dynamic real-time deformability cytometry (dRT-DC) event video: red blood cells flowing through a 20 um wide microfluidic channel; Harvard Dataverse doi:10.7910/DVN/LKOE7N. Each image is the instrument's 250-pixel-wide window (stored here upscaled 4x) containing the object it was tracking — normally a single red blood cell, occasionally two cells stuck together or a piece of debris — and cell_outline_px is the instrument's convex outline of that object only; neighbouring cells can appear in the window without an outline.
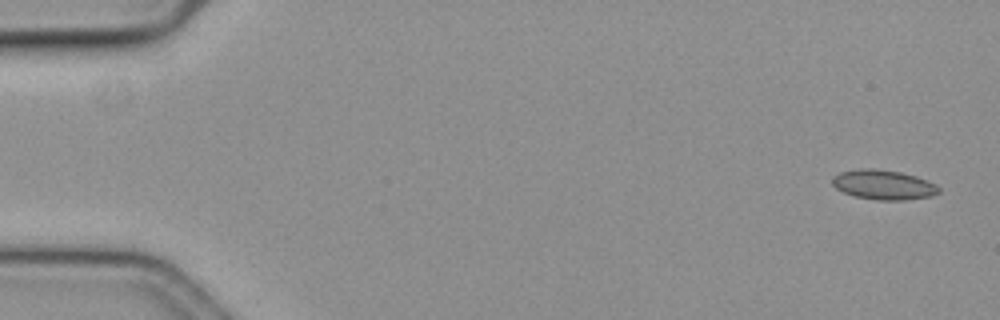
{"species": "common noctule bat (a hibernating species)", "species_latin": "Nyctalus noctula", "temperature_condition": "cold", "stored_images_in_passage": 57, "camera_frame_rate_fps": 3000, "um_per_image_px": 0.085, "animal": {"sex": "female", "body_mass_g": 19.3, "forearm_length_mm": 54.1}, "frame": {"image": 1, "passage_image": 1, "time_ms": 0.0, "image_size_px": [1000, 320], "cell_outline_px": [[940, 192], [932, 196], [904, 200], [880, 200], [856, 196], [844, 192], [836, 188], [832, 184], [832, 176], [840, 172], [864, 168], [872, 168], [900, 172], [916, 176], [936, 184], [940, 188]], "centroid_in_image_um": [75.11, 15.7], "position_along_channel_um": 9.9, "area_um2": 18.32}}
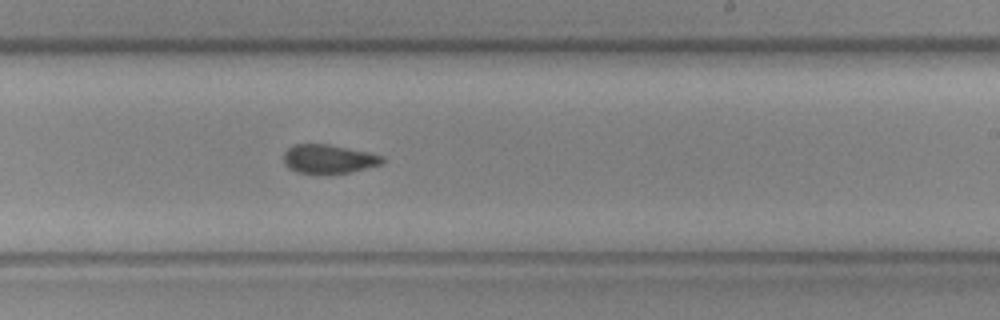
{"frame": {"image": 2, "passage_image": 34, "time_ms": 11.0, "image_size_px": [1000, 320], "cell_outline_px": [[384, 164], [348, 172], [296, 172], [288, 168], [284, 164], [284, 152], [288, 148], [296, 144], [328, 144], [368, 152], [384, 156]], "centroid_in_image_um": [27.94, 13.49], "position_along_channel_um": 261.1, "area_um2": 16.3}}
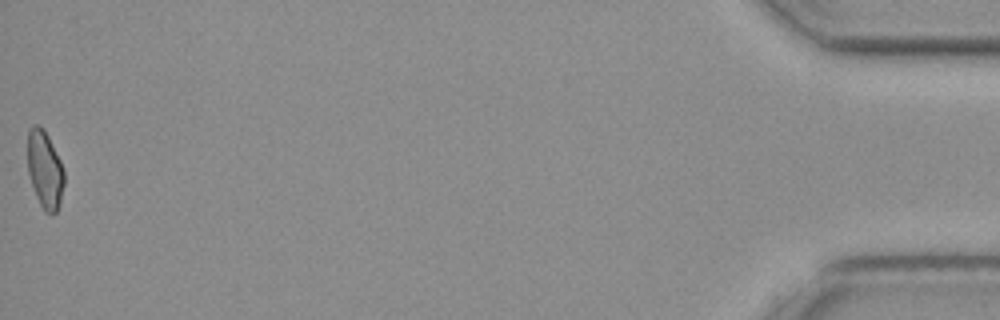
{"frame": {"image": 3, "passage_image": 57, "time_ms": 18.667, "image_size_px": [1000, 320], "cell_outline_px": [[64, 184], [60, 204], [56, 212], [52, 216], [44, 212], [36, 196], [28, 172], [28, 128], [32, 124], [36, 124], [44, 128], [60, 160], [64, 172]], "centroid_in_image_um": [3.81, 14.43], "position_along_channel_um": 431.4, "area_um2": 16.65}, "authors_computed_cell_mechanics": {"area_um2": 17.3978, "velocity_mm_per_s": 3.5771, "shape_relaxation_time_tau1_ms": null, "shape_relaxation_time_tau2_ms": 3.0788, "deformation_change_tau1": null, "deformation_change_tau2": 0.0719}}